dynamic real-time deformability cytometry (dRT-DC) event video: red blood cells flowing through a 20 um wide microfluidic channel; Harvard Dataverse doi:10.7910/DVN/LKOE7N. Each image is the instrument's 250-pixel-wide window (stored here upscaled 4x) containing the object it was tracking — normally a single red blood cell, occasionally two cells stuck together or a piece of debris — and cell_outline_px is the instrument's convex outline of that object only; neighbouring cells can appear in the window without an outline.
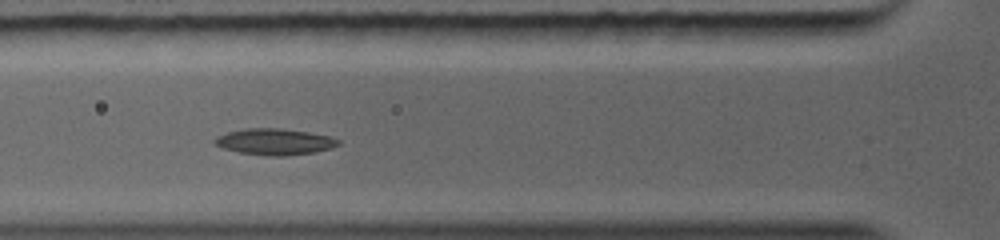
{"species": "common noctule bat (a hibernating species)", "species_latin": "Nyctalus noctula", "temperature_condition": "warm", "stored_images_in_passage": 29, "camera_frame_rate_fps": 5000, "um_per_image_px": 0.085, "animal": {"sex": "female", "body_mass_g": 19.0, "forearm_length_mm": 56.7}, "frame": {"image": 1, "passage_image": 10, "time_ms": 2.8, "image_size_px": [1000, 240], "cell_outline_px": [[340, 144], [332, 148], [316, 152], [288, 156], [264, 156], [236, 152], [224, 148], [216, 144], [216, 140], [220, 136], [232, 132], [304, 132], [324, 136], [340, 140]], "centroid_in_image_um": [23.45, 12.17], "position_along_channel_um": 102.3, "area_um2": 16.99}}
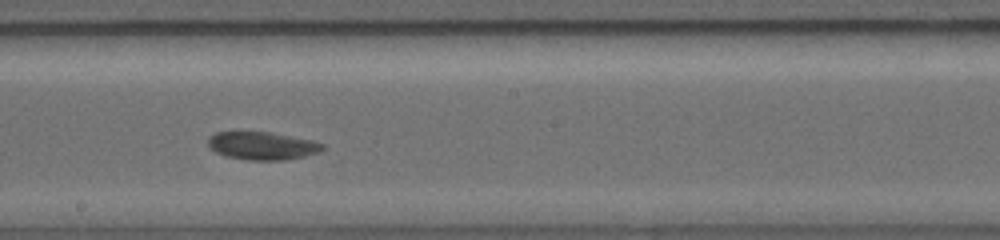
{"frame": {"image": 2, "passage_image": 15, "time_ms": 5.4, "image_size_px": [1000, 240], "cell_outline_px": [[324, 148], [316, 152], [304, 156], [284, 160], [248, 160], [224, 156], [216, 152], [208, 144], [208, 140], [212, 136], [220, 132], [260, 132], [304, 140], [324, 144]], "centroid_in_image_um": [22.21, 12.42], "position_along_channel_um": 226.0, "area_um2": 17.69}}
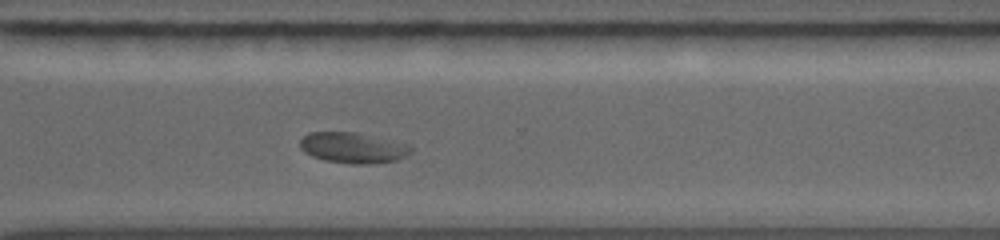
{"frame": {"image": 3, "passage_image": 24, "time_ms": 7.8, "image_size_px": [1000, 240], "cell_outline_px": [[408, 152], [404, 156], [396, 160], [376, 164], [348, 164], [324, 160], [312, 156], [300, 144], [300, 140], [304, 136], [312, 132], [340, 132]], "centroid_in_image_um": [29.61, 12.66], "position_along_channel_um": 341.0, "area_um2": 16.76}}